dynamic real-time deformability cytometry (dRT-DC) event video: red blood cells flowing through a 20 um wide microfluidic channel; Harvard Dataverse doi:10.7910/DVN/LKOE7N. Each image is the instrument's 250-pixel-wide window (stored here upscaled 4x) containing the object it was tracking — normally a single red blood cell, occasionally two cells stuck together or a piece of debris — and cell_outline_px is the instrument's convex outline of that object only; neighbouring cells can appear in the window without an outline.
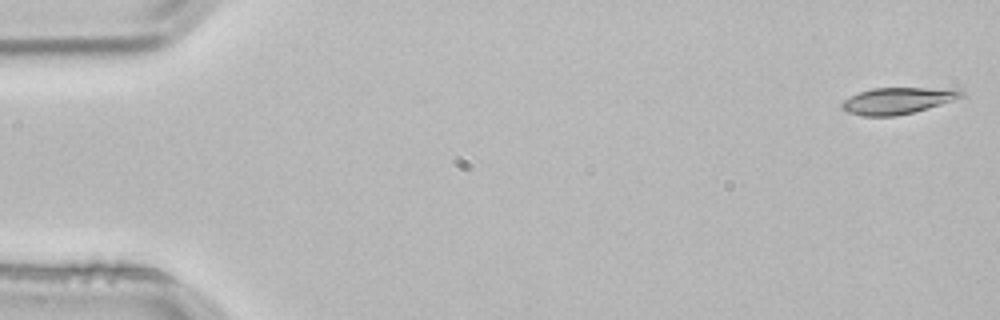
{"species": "common noctule bat (a hibernating species)", "species_latin": "Nyctalus noctula", "temperature_condition": "room temperature", "stored_images_in_passage": 4, "camera_frame_rate_fps": 3000, "um_per_image_px": 0.085, "animal": {"sex": "male", "body_mass_g": 21.5, "forearm_length_mm": 52.0}, "frame": {"image": 1, "passage_image": 1, "time_ms": 0.0, "image_size_px": [1000, 320], "cell_outline_px": [[964, 96], [940, 104], [912, 112], [896, 116], [864, 116], [848, 112], [840, 108], [840, 104], [844, 100], [860, 92], [872, 88], [960, 88], [964, 92]], "centroid_in_image_um": [76.3, 8.55], "position_along_channel_um": 8.7, "area_um2": 18.32}}